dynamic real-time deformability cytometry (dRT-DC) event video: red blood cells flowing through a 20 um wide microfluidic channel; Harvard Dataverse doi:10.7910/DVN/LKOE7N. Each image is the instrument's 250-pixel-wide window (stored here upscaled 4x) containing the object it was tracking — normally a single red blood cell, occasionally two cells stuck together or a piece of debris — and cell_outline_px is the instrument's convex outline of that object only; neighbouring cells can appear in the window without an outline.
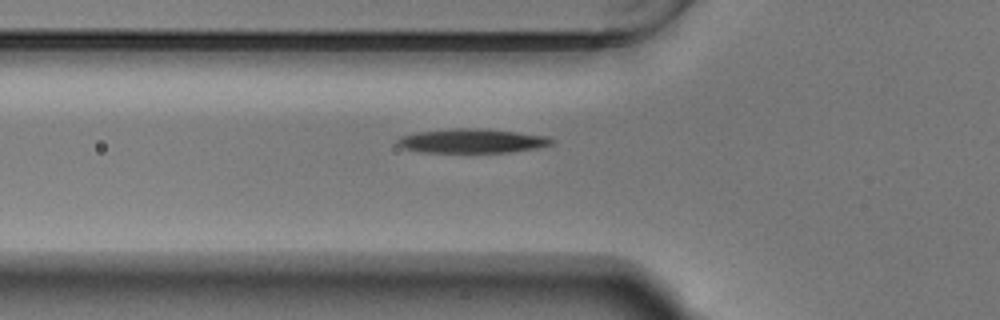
{"species": "Egyptian fruit bat (a non-hibernating species)", "species_latin": "Rousettus aegyptiacus", "temperature_condition": "warm", "stored_images_in_passage": 39, "camera_frame_rate_fps": 3000, "um_per_image_px": 0.085, "animal": {"sex": "male"}, "frame": {"image": 1, "passage_image": 6, "time_ms": 1.667, "image_size_px": [1000, 320], "cell_outline_px": [[556, 140], [552, 144], [536, 148], [508, 152], [420, 152], [404, 148], [396, 144], [396, 140], [400, 136], [416, 132], [456, 128], [476, 128], [516, 132], [548, 136]], "centroid_in_image_um": [40.1, 11.97], "position_along_channel_um": 85.7, "area_um2": 21.68}}
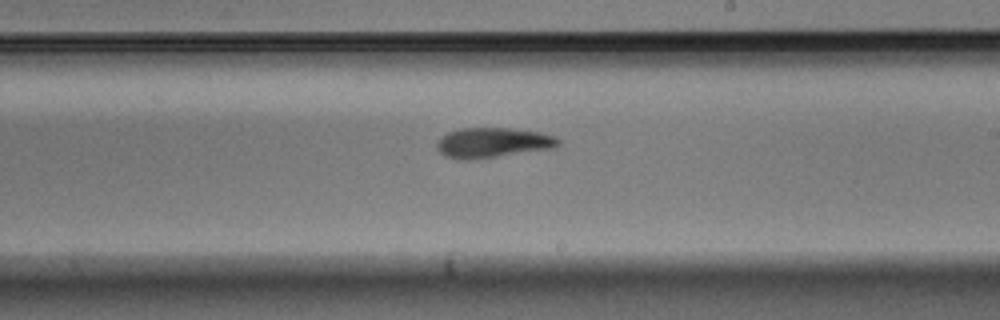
{"frame": {"image": 2, "passage_image": 19, "time_ms": 6.0, "image_size_px": [1000, 320], "cell_outline_px": [[560, 144], [552, 148], [468, 160], [464, 160], [444, 156], [436, 148], [436, 144], [448, 132], [460, 128], [512, 128], [540, 132], [556, 136], [560, 140]], "centroid_in_image_um": [41.89, 12.11], "position_along_channel_um": 247.1, "area_um2": 21.04}}
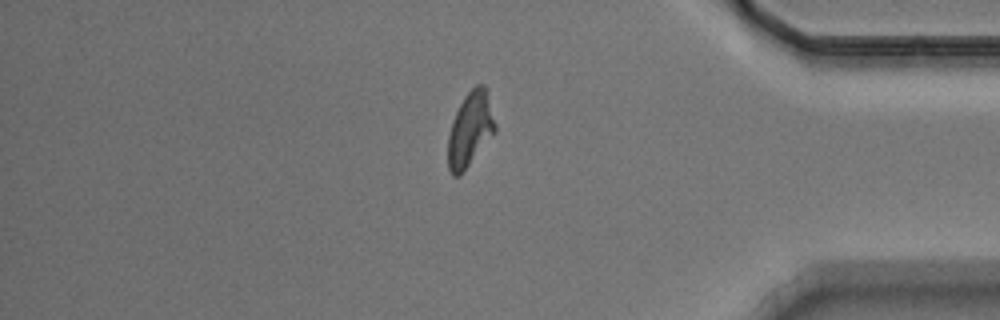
{"frame": {"image": 3, "passage_image": 33, "time_ms": 10.667, "image_size_px": [1000, 320], "cell_outline_px": [[496, 132], [460, 176], [452, 176], [448, 168], [448, 136], [452, 120], [464, 96], [476, 84], [484, 84], [496, 124]], "centroid_in_image_um": [39.96, 11.02], "position_along_channel_um": 395.2, "area_um2": 20.46}, "authors_computed_cell_mechanics": {"area_um2": 20.5768, "velocity_mm_per_s": 3.7137, "shape_relaxation_time_tau1_ms": 4.3278, "shape_relaxation_time_tau2_ms": 6.0052, "deformation_change_tau1": 0.1923, "deformation_change_tau2": 0.1481}}